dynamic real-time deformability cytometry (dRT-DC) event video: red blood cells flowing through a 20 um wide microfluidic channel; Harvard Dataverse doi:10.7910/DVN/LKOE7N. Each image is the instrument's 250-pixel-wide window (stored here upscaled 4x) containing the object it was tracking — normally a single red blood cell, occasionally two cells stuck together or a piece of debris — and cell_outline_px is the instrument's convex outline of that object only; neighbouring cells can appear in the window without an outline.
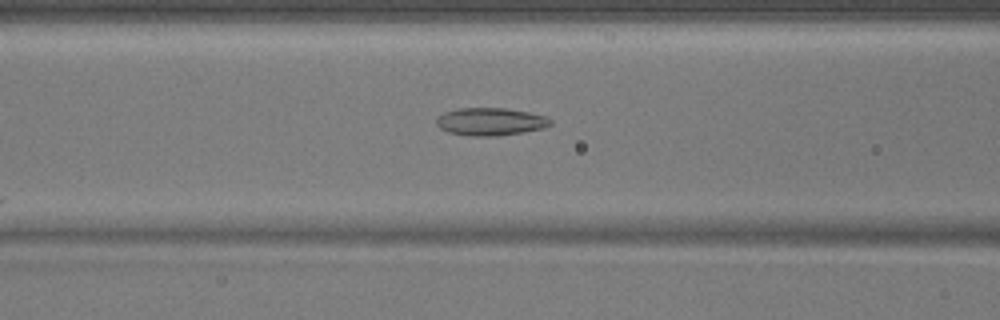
{"species": "common noctule bat (a hibernating species)", "species_latin": "Nyctalus noctula", "temperature_condition": "warm", "stored_images_in_passage": 28, "camera_frame_rate_fps": 3000, "um_per_image_px": 0.085, "animal": {"sex": "male", "body_mass_g": 17.9}, "frame": {"image": 1, "passage_image": 7, "time_ms": 2.0, "image_size_px": [1000, 320], "cell_outline_px": [[552, 124], [544, 128], [524, 132], [496, 136], [468, 136], [448, 132], [440, 128], [436, 124], [436, 116], [444, 112], [460, 108], [504, 108], [528, 112], [548, 116], [552, 120]], "centroid_in_image_um": [41.69, 10.34], "position_along_channel_um": 124.9, "area_um2": 18.61}}
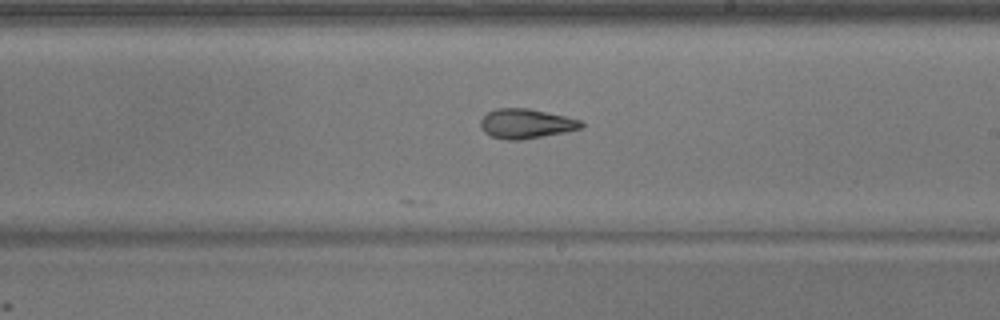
{"frame": {"image": 2, "passage_image": 16, "time_ms": 5.0, "image_size_px": [1000, 320], "cell_outline_px": [[584, 128], [564, 132], [520, 140], [508, 140], [492, 136], [484, 132], [480, 128], [480, 120], [488, 112], [496, 108], [528, 108], [564, 116], [580, 120], [584, 124]], "centroid_in_image_um": [44.7, 10.51], "position_along_channel_um": 244.3, "area_um2": 17.28}}
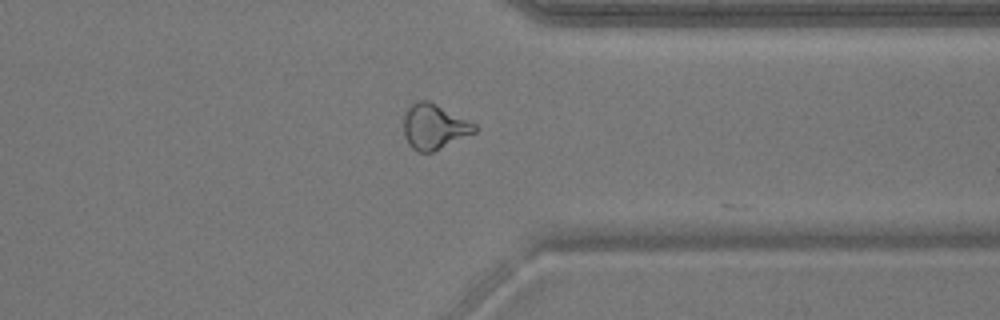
{"frame": {"image": 3, "passage_image": 26, "time_ms": 8.333, "image_size_px": [1000, 320], "cell_outline_px": [[480, 128], [476, 132], [432, 152], [416, 152], [408, 144], [404, 136], [404, 116], [408, 108], [416, 100], [428, 100], [476, 124]], "centroid_in_image_um": [36.9, 10.77], "position_along_channel_um": 374.5, "area_um2": 18.67}}